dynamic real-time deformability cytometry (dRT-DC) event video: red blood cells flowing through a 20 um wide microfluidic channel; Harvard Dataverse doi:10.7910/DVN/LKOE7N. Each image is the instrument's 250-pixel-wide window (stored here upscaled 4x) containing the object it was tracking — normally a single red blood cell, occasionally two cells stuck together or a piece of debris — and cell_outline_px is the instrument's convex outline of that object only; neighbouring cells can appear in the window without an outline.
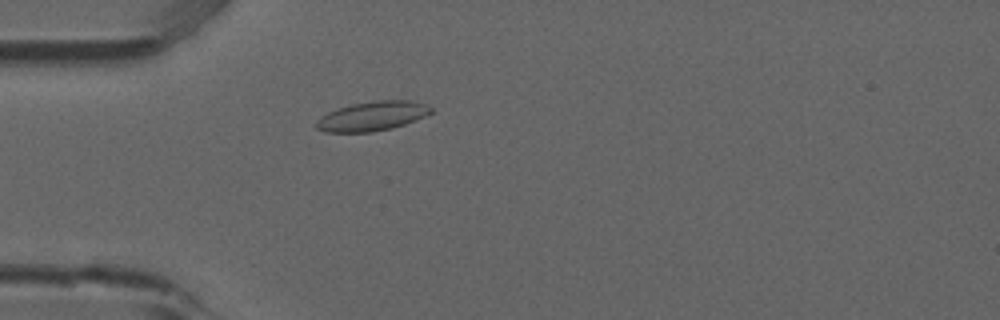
{"species": "common noctule bat (a hibernating species)", "species_latin": "Nyctalus noctula", "temperature_condition": "room temperature", "stored_images_in_passage": 51, "camera_frame_rate_fps": 3000, "um_per_image_px": 0.085, "animal": {"sex": "male", "forearm_length_mm": 52.5}, "frame": {"image": 1, "passage_image": 13, "time_ms": 4.0, "image_size_px": [1000, 320], "cell_outline_px": [[432, 112], [416, 120], [392, 128], [372, 132], [324, 132], [316, 128], [316, 120], [320, 116], [328, 112], [352, 104], [376, 100], [412, 100], [428, 104], [432, 108]], "centroid_in_image_um": [31.65, 9.86], "position_along_channel_um": 53.3, "area_um2": 19.71}}
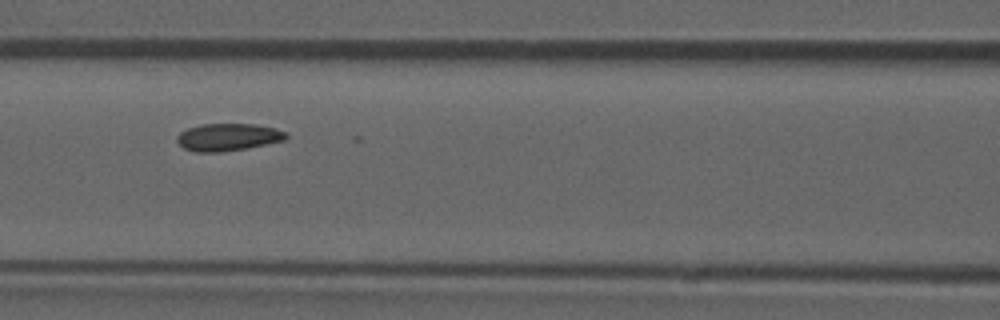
{"frame": {"image": 2, "passage_image": 21, "time_ms": 6.667, "image_size_px": [1000, 320], "cell_outline_px": [[288, 136], [284, 140], [248, 148], [220, 152], [196, 152], [184, 148], [176, 140], [176, 136], [180, 132], [188, 128], [200, 124], [256, 124], [276, 128], [284, 132]], "centroid_in_image_um": [19.36, 11.65], "position_along_channel_um": 147.2, "area_um2": 17.4}}
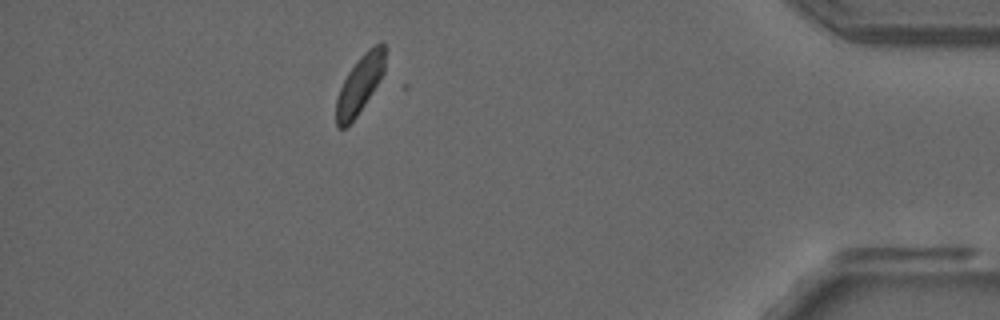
{"frame": {"image": 3, "passage_image": 45, "time_ms": 14.667, "image_size_px": [1000, 320], "cell_outline_px": [[384, 72], [380, 80], [356, 116], [344, 128], [336, 128], [336, 100], [340, 88], [348, 72], [360, 56], [368, 48], [380, 40], [384, 40]], "centroid_in_image_um": [30.58, 7.13], "position_along_channel_um": 404.6, "area_um2": 16.3}, "authors_computed_cell_mechanics": {"area_um2": 17.3978, "velocity_mm_per_s": 3.8134, "shape_relaxation_time_tau1_ms": null, "shape_relaxation_time_tau2_ms": 2.443, "deformation_change_tau1": null, "deformation_change_tau2": 0.0584}}